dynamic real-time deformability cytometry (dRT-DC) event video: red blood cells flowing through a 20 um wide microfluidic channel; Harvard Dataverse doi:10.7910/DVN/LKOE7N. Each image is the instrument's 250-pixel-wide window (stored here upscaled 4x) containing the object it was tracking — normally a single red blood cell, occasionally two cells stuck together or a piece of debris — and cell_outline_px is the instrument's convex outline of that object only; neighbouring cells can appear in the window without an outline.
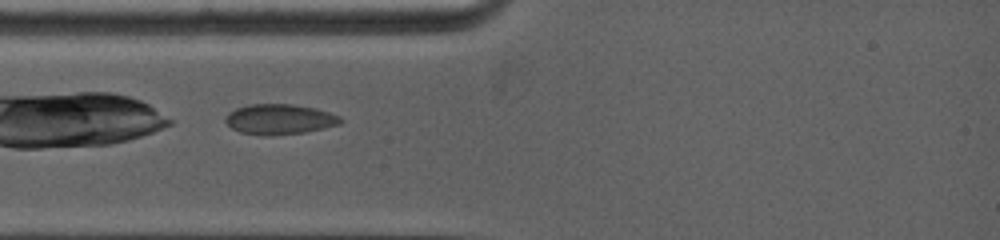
{"species": "common noctule bat (a hibernating species)", "species_latin": "Nyctalus noctula", "temperature_condition": "warm", "stored_images_in_passage": 4, "camera_frame_rate_fps": 5000, "um_per_image_px": 0.085, "animal": {"sex": "female", "body_mass_g": 19.0, "forearm_length_mm": 53.3}, "frame": {"image": 1, "passage_image": 2, "time_ms": 0.4, "image_size_px": [1000, 240], "cell_outline_px": [[344, 120], [340, 124], [324, 128], [304, 132], [240, 132], [232, 128], [224, 120], [224, 116], [228, 112], [236, 108], [252, 104], [292, 104], [316, 108], [340, 116]], "centroid_in_image_um": [23.79, 10.07], "position_along_channel_um": 61.2, "area_um2": 19.42}}
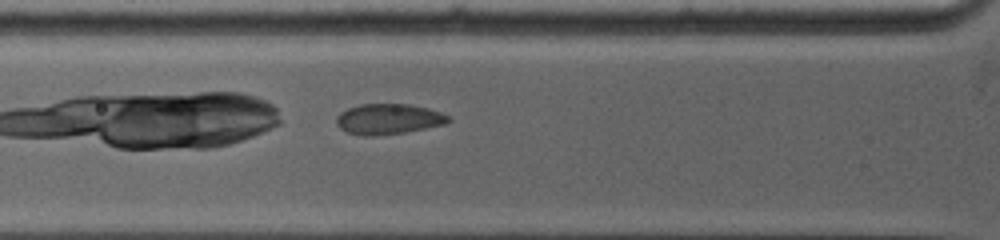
{"frame": {"image": 2, "passage_image": 4, "time_ms": 1.2, "image_size_px": [1000, 240], "cell_outline_px": [[452, 120], [448, 124], [404, 132], [372, 136], [364, 136], [348, 132], [340, 128], [336, 124], [336, 116], [340, 112], [348, 108], [360, 104], [408, 104], [428, 108], [440, 112], [448, 116]], "centroid_in_image_um": [33.02, 10.11], "position_along_channel_um": 92.8, "area_um2": 19.94}}